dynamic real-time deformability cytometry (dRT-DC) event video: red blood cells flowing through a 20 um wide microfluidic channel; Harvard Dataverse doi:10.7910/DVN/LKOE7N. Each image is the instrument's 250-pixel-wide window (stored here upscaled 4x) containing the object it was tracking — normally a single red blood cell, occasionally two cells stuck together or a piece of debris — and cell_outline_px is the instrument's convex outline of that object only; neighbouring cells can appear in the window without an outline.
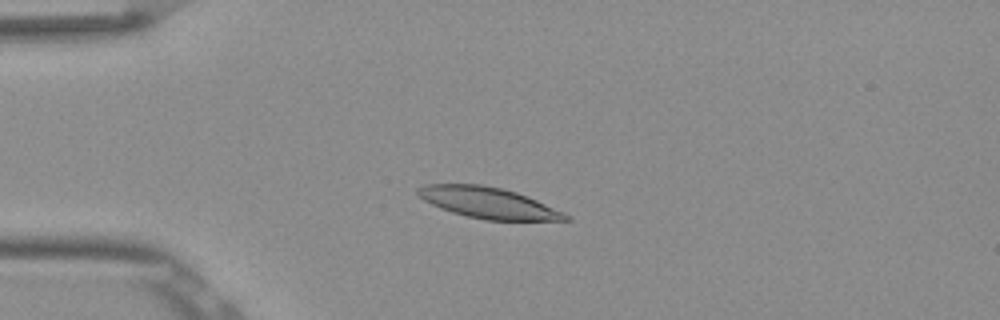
{"species": "Egyptian fruit bat (a non-hibernating species)", "species_latin": "Rousettus aegyptiacus", "temperature_condition": "room temperature", "stored_images_in_passage": 53, "camera_frame_rate_fps": 3000, "um_per_image_px": 0.085, "frame": {"image": 1, "passage_image": 14, "time_ms": 4.333, "image_size_px": [1000, 320], "cell_outline_px": [[572, 220], [484, 220], [452, 212], [440, 208], [424, 200], [416, 192], [416, 188], [424, 184], [480, 184], [504, 188], [528, 196], [564, 212]], "centroid_in_image_um": [41.49, 17.23], "position_along_channel_um": 43.5, "area_um2": 26.65}}
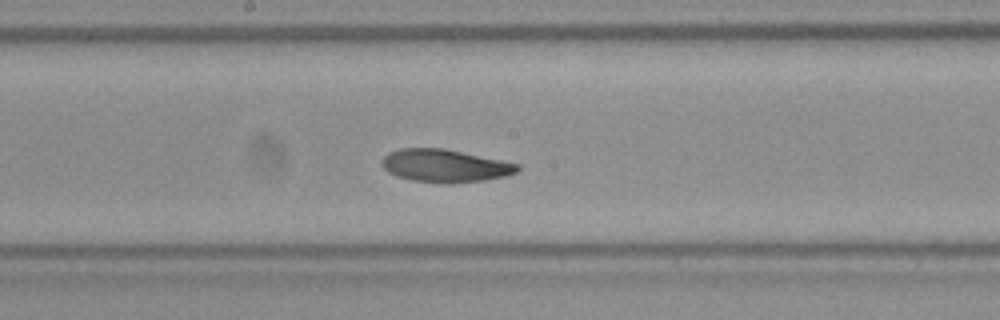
{"frame": {"image": 2, "passage_image": 29, "time_ms": 9.333, "image_size_px": [1000, 320], "cell_outline_px": [[520, 168], [516, 172], [504, 176], [484, 180], [452, 184], [444, 184], [412, 180], [396, 176], [388, 172], [384, 168], [384, 156], [388, 152], [400, 148], [444, 148], [520, 164]], "centroid_in_image_um": [37.83, 14.09], "position_along_channel_um": 210.4, "area_um2": 25.89}}
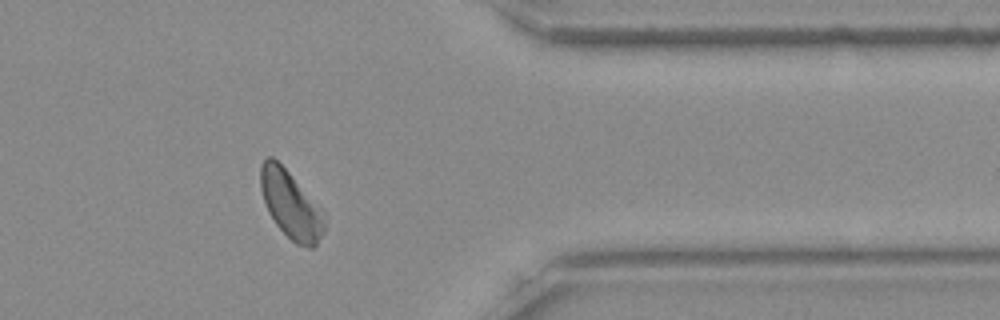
{"frame": {"image": 3, "passage_image": 44, "time_ms": 14.333, "image_size_px": [1000, 320], "cell_outline_px": [[324, 232], [316, 244], [312, 248], [308, 248], [296, 244], [276, 224], [268, 212], [260, 188], [260, 164], [268, 156], [272, 156], [324, 208]], "centroid_in_image_um": [24.74, 17.4], "position_along_channel_um": 386.7, "area_um2": 25.2}, "authors_computed_cell_mechanics": {"area_um2": 26.1834, "velocity_mm_per_s": 3.8279, "shape_relaxation_time_tau1_ms": 3.8071, "shape_relaxation_time_tau2_ms": 3.6011, "deformation_change_tau1": 0.1361, "deformation_change_tau2": 0.0947}}